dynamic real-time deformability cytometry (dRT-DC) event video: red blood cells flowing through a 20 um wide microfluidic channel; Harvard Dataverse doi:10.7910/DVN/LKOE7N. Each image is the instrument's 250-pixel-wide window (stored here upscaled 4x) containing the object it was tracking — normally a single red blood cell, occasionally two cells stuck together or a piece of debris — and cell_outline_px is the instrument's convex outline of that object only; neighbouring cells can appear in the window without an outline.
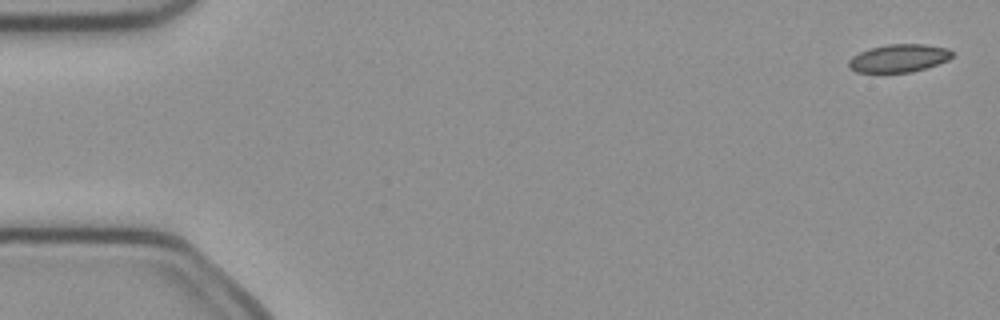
{"species": "common noctule bat (a hibernating species)", "species_latin": "Nyctalus noctula", "temperature_condition": "cold", "stored_images_in_passage": 4, "camera_frame_rate_fps": 3000, "um_per_image_px": 0.085, "animal": {"sex": "female", "body_mass_g": 21.9}, "frame": {"image": 1, "passage_image": 1, "time_ms": 0.0, "image_size_px": [1000, 320], "cell_outline_px": [[952, 56], [948, 60], [912, 72], [856, 72], [848, 64], [848, 60], [852, 56], [868, 48], [888, 44], [924, 44], [948, 48], [952, 52]], "centroid_in_image_um": [76.39, 4.93], "position_along_channel_um": 8.6, "area_um2": 16.7}}